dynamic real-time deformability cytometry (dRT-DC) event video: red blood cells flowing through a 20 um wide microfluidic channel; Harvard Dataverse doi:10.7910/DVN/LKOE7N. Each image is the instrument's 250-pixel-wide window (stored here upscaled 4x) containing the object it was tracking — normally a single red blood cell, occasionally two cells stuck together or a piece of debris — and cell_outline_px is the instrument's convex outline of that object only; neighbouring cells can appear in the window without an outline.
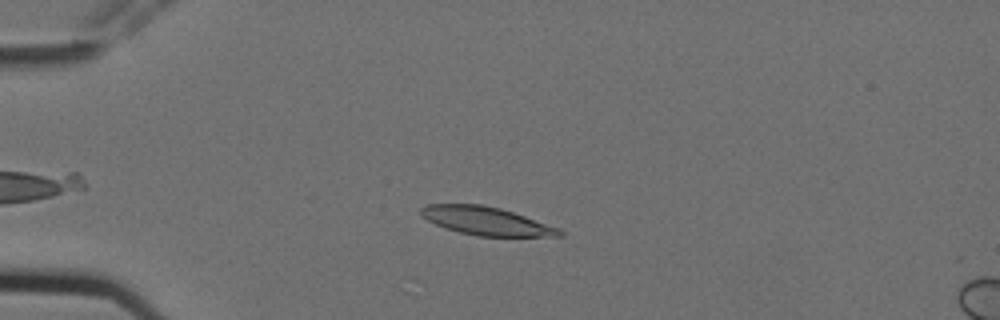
{"species": "Egyptian fruit bat (a non-hibernating species)", "species_latin": "Rousettus aegyptiacus", "temperature_condition": "cold", "stored_images_in_passage": 4, "camera_frame_rate_fps": 3000, "um_per_image_px": 0.085, "animal": {"sex": "female"}, "frame": {"image": 1, "passage_image": 3, "time_ms": 0.667, "image_size_px": [1000, 320], "cell_outline_px": [[564, 236], [476, 236], [444, 228], [428, 220], [420, 212], [420, 208], [424, 204], [484, 204], [500, 208], [560, 228], [564, 232]], "centroid_in_image_um": [41.33, 18.78], "position_along_channel_um": 43.7, "area_um2": 22.72}}